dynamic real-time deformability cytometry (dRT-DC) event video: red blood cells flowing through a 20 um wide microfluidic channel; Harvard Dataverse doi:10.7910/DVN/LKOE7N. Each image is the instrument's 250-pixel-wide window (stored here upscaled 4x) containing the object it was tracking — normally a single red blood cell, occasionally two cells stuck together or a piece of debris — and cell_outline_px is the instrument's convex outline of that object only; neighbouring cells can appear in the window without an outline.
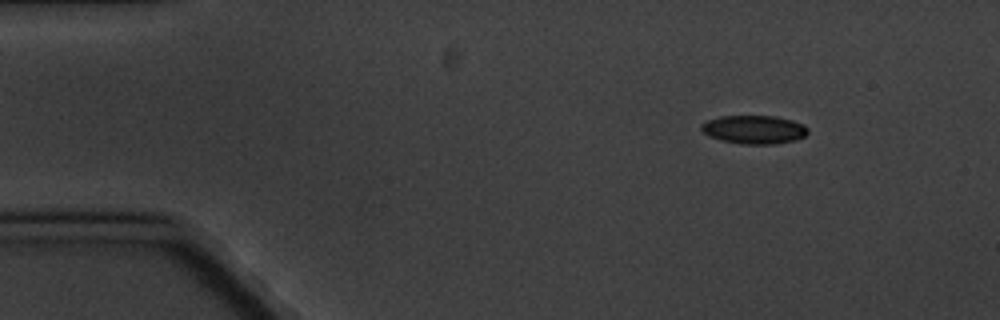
{"species": "common noctule bat (a hibernating species)", "species_latin": "Nyctalus noctula", "temperature_condition": "cold", "stored_images_in_passage": 5, "camera_frame_rate_fps": 3000, "um_per_image_px": 0.085, "animal": {"sex": "male", "body_mass_g": 20.1, "forearm_length_mm": 53.5}, "frame": {"image": 1, "passage_image": 2, "time_ms": 1.0, "image_size_px": [1000, 320], "cell_outline_px": [[808, 132], [804, 136], [796, 140], [772, 144], [740, 144], [720, 140], [708, 136], [700, 128], [700, 124], [708, 120], [720, 116], [776, 116], [792, 120], [804, 124], [808, 128]], "centroid_in_image_um": [64.09, 11.01], "position_along_channel_um": 20.9, "area_um2": 17.8}}
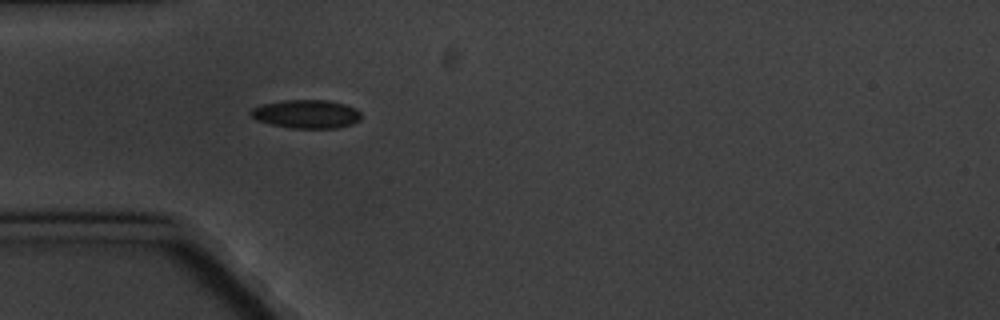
{"frame": {"image": 2, "passage_image": 5, "time_ms": 4.333, "image_size_px": [1000, 320], "cell_outline_px": [[360, 120], [352, 124], [336, 128], [292, 128], [272, 124], [256, 120], [248, 112], [252, 108], [264, 104], [284, 100], [328, 100], [344, 104], [356, 108], [360, 112]], "centroid_in_image_um": [26.05, 9.69], "position_along_channel_um": 58.9, "area_um2": 18.26}}